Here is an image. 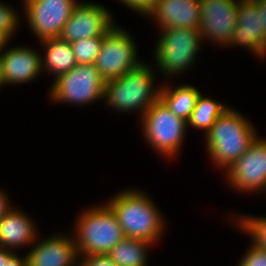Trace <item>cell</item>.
<instances>
[{
    "mask_svg": "<svg viewBox=\"0 0 266 266\" xmlns=\"http://www.w3.org/2000/svg\"><path fill=\"white\" fill-rule=\"evenodd\" d=\"M226 170L228 185L234 190L266 193V139L257 136L249 149Z\"/></svg>",
    "mask_w": 266,
    "mask_h": 266,
    "instance_id": "cell-9",
    "label": "cell"
},
{
    "mask_svg": "<svg viewBox=\"0 0 266 266\" xmlns=\"http://www.w3.org/2000/svg\"><path fill=\"white\" fill-rule=\"evenodd\" d=\"M3 192V190H0V221L14 207L9 203L8 195Z\"/></svg>",
    "mask_w": 266,
    "mask_h": 266,
    "instance_id": "cell-28",
    "label": "cell"
},
{
    "mask_svg": "<svg viewBox=\"0 0 266 266\" xmlns=\"http://www.w3.org/2000/svg\"><path fill=\"white\" fill-rule=\"evenodd\" d=\"M31 247L26 253L27 266H76L79 263L73 236L56 234Z\"/></svg>",
    "mask_w": 266,
    "mask_h": 266,
    "instance_id": "cell-14",
    "label": "cell"
},
{
    "mask_svg": "<svg viewBox=\"0 0 266 266\" xmlns=\"http://www.w3.org/2000/svg\"><path fill=\"white\" fill-rule=\"evenodd\" d=\"M136 47L131 34L117 24L104 35L94 65L105 82L119 78L143 62L138 59Z\"/></svg>",
    "mask_w": 266,
    "mask_h": 266,
    "instance_id": "cell-8",
    "label": "cell"
},
{
    "mask_svg": "<svg viewBox=\"0 0 266 266\" xmlns=\"http://www.w3.org/2000/svg\"><path fill=\"white\" fill-rule=\"evenodd\" d=\"M76 266H83L80 262Z\"/></svg>",
    "mask_w": 266,
    "mask_h": 266,
    "instance_id": "cell-34",
    "label": "cell"
},
{
    "mask_svg": "<svg viewBox=\"0 0 266 266\" xmlns=\"http://www.w3.org/2000/svg\"><path fill=\"white\" fill-rule=\"evenodd\" d=\"M19 254L14 253L9 260L2 266H27V257L26 254L18 256Z\"/></svg>",
    "mask_w": 266,
    "mask_h": 266,
    "instance_id": "cell-29",
    "label": "cell"
},
{
    "mask_svg": "<svg viewBox=\"0 0 266 266\" xmlns=\"http://www.w3.org/2000/svg\"><path fill=\"white\" fill-rule=\"evenodd\" d=\"M155 47V65L167 76H177L195 65L203 38L200 28H161ZM173 75V76H172Z\"/></svg>",
    "mask_w": 266,
    "mask_h": 266,
    "instance_id": "cell-5",
    "label": "cell"
},
{
    "mask_svg": "<svg viewBox=\"0 0 266 266\" xmlns=\"http://www.w3.org/2000/svg\"><path fill=\"white\" fill-rule=\"evenodd\" d=\"M26 21L40 41L59 37L79 0H22Z\"/></svg>",
    "mask_w": 266,
    "mask_h": 266,
    "instance_id": "cell-10",
    "label": "cell"
},
{
    "mask_svg": "<svg viewBox=\"0 0 266 266\" xmlns=\"http://www.w3.org/2000/svg\"><path fill=\"white\" fill-rule=\"evenodd\" d=\"M148 16L152 17L159 29L199 28L200 0H157Z\"/></svg>",
    "mask_w": 266,
    "mask_h": 266,
    "instance_id": "cell-16",
    "label": "cell"
},
{
    "mask_svg": "<svg viewBox=\"0 0 266 266\" xmlns=\"http://www.w3.org/2000/svg\"><path fill=\"white\" fill-rule=\"evenodd\" d=\"M234 224L242 232L247 233L248 236L250 235L249 237L252 238L250 240L257 246L266 249V217L240 215L234 219Z\"/></svg>",
    "mask_w": 266,
    "mask_h": 266,
    "instance_id": "cell-22",
    "label": "cell"
},
{
    "mask_svg": "<svg viewBox=\"0 0 266 266\" xmlns=\"http://www.w3.org/2000/svg\"><path fill=\"white\" fill-rule=\"evenodd\" d=\"M3 85H6L5 82H4V79H3V74H2V64H1V61H0V88L1 86Z\"/></svg>",
    "mask_w": 266,
    "mask_h": 266,
    "instance_id": "cell-33",
    "label": "cell"
},
{
    "mask_svg": "<svg viewBox=\"0 0 266 266\" xmlns=\"http://www.w3.org/2000/svg\"><path fill=\"white\" fill-rule=\"evenodd\" d=\"M104 40V36H95L71 43L77 64H94Z\"/></svg>",
    "mask_w": 266,
    "mask_h": 266,
    "instance_id": "cell-23",
    "label": "cell"
},
{
    "mask_svg": "<svg viewBox=\"0 0 266 266\" xmlns=\"http://www.w3.org/2000/svg\"><path fill=\"white\" fill-rule=\"evenodd\" d=\"M253 1L258 5L262 23L266 27V0H253Z\"/></svg>",
    "mask_w": 266,
    "mask_h": 266,
    "instance_id": "cell-30",
    "label": "cell"
},
{
    "mask_svg": "<svg viewBox=\"0 0 266 266\" xmlns=\"http://www.w3.org/2000/svg\"><path fill=\"white\" fill-rule=\"evenodd\" d=\"M41 55L28 46L16 45V47L5 49L0 54L5 84H25L36 79L43 72Z\"/></svg>",
    "mask_w": 266,
    "mask_h": 266,
    "instance_id": "cell-15",
    "label": "cell"
},
{
    "mask_svg": "<svg viewBox=\"0 0 266 266\" xmlns=\"http://www.w3.org/2000/svg\"><path fill=\"white\" fill-rule=\"evenodd\" d=\"M79 261L83 266H117L108 254L83 256Z\"/></svg>",
    "mask_w": 266,
    "mask_h": 266,
    "instance_id": "cell-27",
    "label": "cell"
},
{
    "mask_svg": "<svg viewBox=\"0 0 266 266\" xmlns=\"http://www.w3.org/2000/svg\"><path fill=\"white\" fill-rule=\"evenodd\" d=\"M36 227L28 214L13 207L0 221V248L15 252L17 248L31 246L39 235Z\"/></svg>",
    "mask_w": 266,
    "mask_h": 266,
    "instance_id": "cell-17",
    "label": "cell"
},
{
    "mask_svg": "<svg viewBox=\"0 0 266 266\" xmlns=\"http://www.w3.org/2000/svg\"><path fill=\"white\" fill-rule=\"evenodd\" d=\"M152 243L124 237L108 255L117 266H148V247Z\"/></svg>",
    "mask_w": 266,
    "mask_h": 266,
    "instance_id": "cell-20",
    "label": "cell"
},
{
    "mask_svg": "<svg viewBox=\"0 0 266 266\" xmlns=\"http://www.w3.org/2000/svg\"><path fill=\"white\" fill-rule=\"evenodd\" d=\"M140 121L148 144L165 159L176 157L183 145L187 121L177 117L160 98L144 113Z\"/></svg>",
    "mask_w": 266,
    "mask_h": 266,
    "instance_id": "cell-6",
    "label": "cell"
},
{
    "mask_svg": "<svg viewBox=\"0 0 266 266\" xmlns=\"http://www.w3.org/2000/svg\"><path fill=\"white\" fill-rule=\"evenodd\" d=\"M154 73L151 65L142 62L119 78L106 81L103 94L105 104L121 113L138 111L141 119L160 97V86L154 85Z\"/></svg>",
    "mask_w": 266,
    "mask_h": 266,
    "instance_id": "cell-3",
    "label": "cell"
},
{
    "mask_svg": "<svg viewBox=\"0 0 266 266\" xmlns=\"http://www.w3.org/2000/svg\"><path fill=\"white\" fill-rule=\"evenodd\" d=\"M229 107L223 103L204 97L201 93L198 96L195 108L188 120V126L200 129L205 134L211 129L217 118L224 113Z\"/></svg>",
    "mask_w": 266,
    "mask_h": 266,
    "instance_id": "cell-21",
    "label": "cell"
},
{
    "mask_svg": "<svg viewBox=\"0 0 266 266\" xmlns=\"http://www.w3.org/2000/svg\"><path fill=\"white\" fill-rule=\"evenodd\" d=\"M113 196L106 203L116 214L125 237L153 244L164 235L166 222L149 195L130 188Z\"/></svg>",
    "mask_w": 266,
    "mask_h": 266,
    "instance_id": "cell-1",
    "label": "cell"
},
{
    "mask_svg": "<svg viewBox=\"0 0 266 266\" xmlns=\"http://www.w3.org/2000/svg\"><path fill=\"white\" fill-rule=\"evenodd\" d=\"M17 12L13 7L0 2V32L6 33L12 39L20 23Z\"/></svg>",
    "mask_w": 266,
    "mask_h": 266,
    "instance_id": "cell-24",
    "label": "cell"
},
{
    "mask_svg": "<svg viewBox=\"0 0 266 266\" xmlns=\"http://www.w3.org/2000/svg\"><path fill=\"white\" fill-rule=\"evenodd\" d=\"M200 93L195 86L188 84L179 85L174 89L161 85L159 98L177 117L188 122Z\"/></svg>",
    "mask_w": 266,
    "mask_h": 266,
    "instance_id": "cell-19",
    "label": "cell"
},
{
    "mask_svg": "<svg viewBox=\"0 0 266 266\" xmlns=\"http://www.w3.org/2000/svg\"><path fill=\"white\" fill-rule=\"evenodd\" d=\"M14 254L13 250L0 248V266L5 265L9 258Z\"/></svg>",
    "mask_w": 266,
    "mask_h": 266,
    "instance_id": "cell-31",
    "label": "cell"
},
{
    "mask_svg": "<svg viewBox=\"0 0 266 266\" xmlns=\"http://www.w3.org/2000/svg\"><path fill=\"white\" fill-rule=\"evenodd\" d=\"M156 1L157 0H120L121 3H124V6H127L136 11L138 14L144 16L151 12L156 4Z\"/></svg>",
    "mask_w": 266,
    "mask_h": 266,
    "instance_id": "cell-26",
    "label": "cell"
},
{
    "mask_svg": "<svg viewBox=\"0 0 266 266\" xmlns=\"http://www.w3.org/2000/svg\"><path fill=\"white\" fill-rule=\"evenodd\" d=\"M105 81L94 64H77L59 75L50 87V100L65 104L91 105L103 99Z\"/></svg>",
    "mask_w": 266,
    "mask_h": 266,
    "instance_id": "cell-7",
    "label": "cell"
},
{
    "mask_svg": "<svg viewBox=\"0 0 266 266\" xmlns=\"http://www.w3.org/2000/svg\"><path fill=\"white\" fill-rule=\"evenodd\" d=\"M249 246L236 266H266V249L257 246L254 242Z\"/></svg>",
    "mask_w": 266,
    "mask_h": 266,
    "instance_id": "cell-25",
    "label": "cell"
},
{
    "mask_svg": "<svg viewBox=\"0 0 266 266\" xmlns=\"http://www.w3.org/2000/svg\"><path fill=\"white\" fill-rule=\"evenodd\" d=\"M248 49L257 58L266 55V27L262 23L258 5L253 0H239L237 26L228 45Z\"/></svg>",
    "mask_w": 266,
    "mask_h": 266,
    "instance_id": "cell-13",
    "label": "cell"
},
{
    "mask_svg": "<svg viewBox=\"0 0 266 266\" xmlns=\"http://www.w3.org/2000/svg\"><path fill=\"white\" fill-rule=\"evenodd\" d=\"M239 0H200V31L206 41L227 47L237 26Z\"/></svg>",
    "mask_w": 266,
    "mask_h": 266,
    "instance_id": "cell-12",
    "label": "cell"
},
{
    "mask_svg": "<svg viewBox=\"0 0 266 266\" xmlns=\"http://www.w3.org/2000/svg\"><path fill=\"white\" fill-rule=\"evenodd\" d=\"M10 40L12 39L6 33L0 32V54L3 52L4 48L7 47Z\"/></svg>",
    "mask_w": 266,
    "mask_h": 266,
    "instance_id": "cell-32",
    "label": "cell"
},
{
    "mask_svg": "<svg viewBox=\"0 0 266 266\" xmlns=\"http://www.w3.org/2000/svg\"><path fill=\"white\" fill-rule=\"evenodd\" d=\"M112 15L109 9L94 1L79 2L59 37L72 43L90 37L104 36L116 24Z\"/></svg>",
    "mask_w": 266,
    "mask_h": 266,
    "instance_id": "cell-11",
    "label": "cell"
},
{
    "mask_svg": "<svg viewBox=\"0 0 266 266\" xmlns=\"http://www.w3.org/2000/svg\"><path fill=\"white\" fill-rule=\"evenodd\" d=\"M208 155L221 170L228 169L257 138L249 119L229 107L205 134Z\"/></svg>",
    "mask_w": 266,
    "mask_h": 266,
    "instance_id": "cell-2",
    "label": "cell"
},
{
    "mask_svg": "<svg viewBox=\"0 0 266 266\" xmlns=\"http://www.w3.org/2000/svg\"><path fill=\"white\" fill-rule=\"evenodd\" d=\"M74 240L79 257L107 255L125 235L118 218L105 203L85 209L75 223Z\"/></svg>",
    "mask_w": 266,
    "mask_h": 266,
    "instance_id": "cell-4",
    "label": "cell"
},
{
    "mask_svg": "<svg viewBox=\"0 0 266 266\" xmlns=\"http://www.w3.org/2000/svg\"><path fill=\"white\" fill-rule=\"evenodd\" d=\"M40 43L45 49L44 57L41 56L42 71L46 70L56 79L59 75L69 72L77 65L71 43L62 40L60 37L47 38Z\"/></svg>",
    "mask_w": 266,
    "mask_h": 266,
    "instance_id": "cell-18",
    "label": "cell"
}]
</instances>
